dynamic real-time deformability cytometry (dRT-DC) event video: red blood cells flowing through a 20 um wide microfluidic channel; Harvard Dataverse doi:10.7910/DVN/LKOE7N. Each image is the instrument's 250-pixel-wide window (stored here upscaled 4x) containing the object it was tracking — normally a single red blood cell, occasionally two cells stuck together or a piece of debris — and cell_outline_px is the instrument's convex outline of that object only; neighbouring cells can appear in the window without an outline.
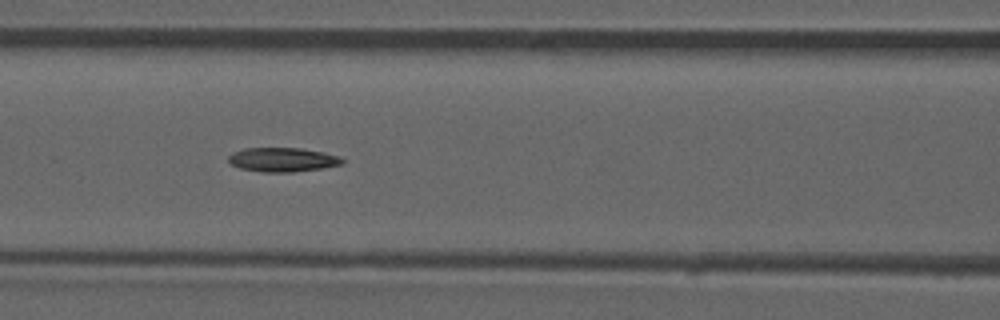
{"species": "common noctule bat (a hibernating species)", "species_latin": "Nyctalus noctula", "temperature_condition": "room temperature", "stored_images_in_passage": 51, "camera_frame_rate_fps": 3000, "um_per_image_px": 0.085, "animal": {"sex": "male", "forearm_length_mm": 52.5}, "frame": {"image": 1, "passage_image": 22, "time_ms": 7.0, "image_size_px": [1000, 320], "cell_outline_px": [[344, 164], [324, 168], [292, 172], [260, 172], [240, 168], [232, 164], [228, 160], [228, 156], [232, 152], [244, 148], [300, 148], [324, 152], [340, 156], [344, 160]], "centroid_in_image_um": [24.04, 13.57], "position_along_channel_um": 142.6, "area_um2": 16.18}, "authors_computed_cell_mechanics": {"area_um2": 16.0106, "velocity_mm_per_s": 3.9554, "shape_relaxation_time_tau1_ms": null, "shape_relaxation_time_tau2_ms": 6.7272, "deformation_change_tau1": null, "deformation_change_tau2": 0.1456}}